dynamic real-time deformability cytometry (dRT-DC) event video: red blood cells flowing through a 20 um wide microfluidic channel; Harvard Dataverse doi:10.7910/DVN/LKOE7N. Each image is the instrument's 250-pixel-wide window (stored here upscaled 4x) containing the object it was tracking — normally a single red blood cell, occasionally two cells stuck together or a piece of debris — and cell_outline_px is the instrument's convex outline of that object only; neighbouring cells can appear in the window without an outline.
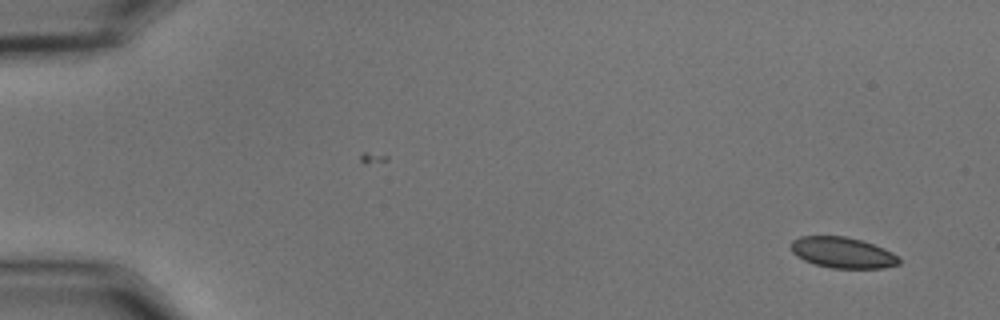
{"species": "common noctule bat (a hibernating species)", "species_latin": "Nyctalus noctula", "temperature_condition": "cold", "stored_images_in_passage": 56, "camera_frame_rate_fps": 3000, "um_per_image_px": 0.085, "animal": {"sex": "male", "body_mass_g": 15.6}, "frame": {"image": 1, "passage_image": 3, "time_ms": 0.667, "image_size_px": [1000, 320], "cell_outline_px": [[900, 264], [884, 268], [832, 268], [816, 264], [804, 260], [792, 252], [788, 244], [792, 240], [800, 236], [844, 236], [860, 240], [884, 248], [900, 256]], "centroid_in_image_um": [71.62, 21.47], "position_along_channel_um": 13.4, "area_um2": 19.54}}
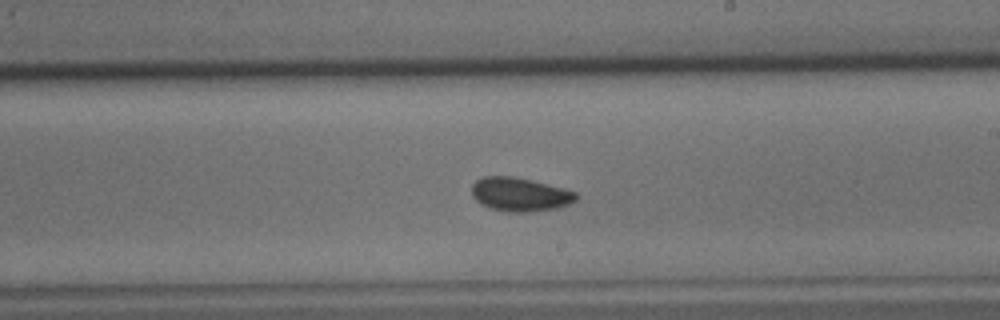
{"frame": {"image": 2, "passage_image": 33, "time_ms": 10.667, "image_size_px": [1000, 320], "cell_outline_px": [[580, 196], [576, 200], [568, 204], [556, 208], [532, 212], [508, 212], [488, 208], [480, 204], [472, 196], [472, 184], [476, 180], [484, 176], [516, 176], [564, 188], [576, 192]], "centroid_in_image_um": [44.19, 16.52], "position_along_channel_um": 244.8, "area_um2": 20.81}}
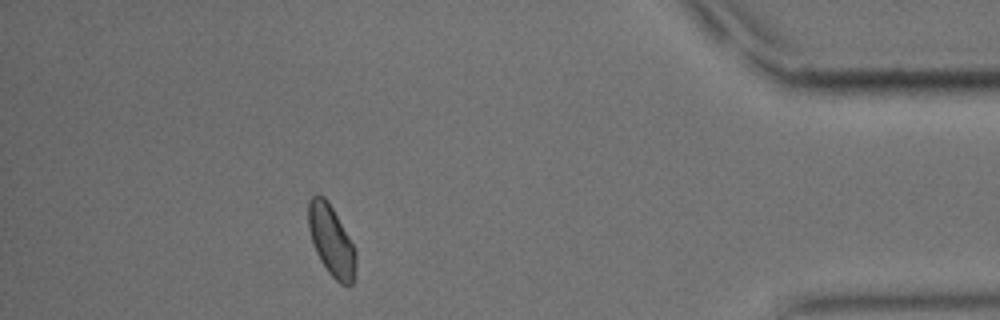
{"frame": {"image": 3, "passage_image": 50, "time_ms": 16.333, "image_size_px": [1000, 320], "cell_outline_px": [[356, 276], [352, 284], [340, 284], [328, 272], [320, 260], [316, 252], [308, 228], [308, 200], [316, 192], [324, 196], [328, 200], [356, 248]], "centroid_in_image_um": [28.17, 20.43], "position_along_channel_um": 407.0, "area_um2": 19.88}, "authors_computed_cell_mechanics": {"area_um2": 19.8543, "velocity_mm_per_s": 3.6121, "shape_relaxation_time_tau1_ms": 2.7219, "shape_relaxation_time_tau2_ms": 2.9443, "deformation_change_tau1": 0.0657, "deformation_change_tau2": 0.0619}}